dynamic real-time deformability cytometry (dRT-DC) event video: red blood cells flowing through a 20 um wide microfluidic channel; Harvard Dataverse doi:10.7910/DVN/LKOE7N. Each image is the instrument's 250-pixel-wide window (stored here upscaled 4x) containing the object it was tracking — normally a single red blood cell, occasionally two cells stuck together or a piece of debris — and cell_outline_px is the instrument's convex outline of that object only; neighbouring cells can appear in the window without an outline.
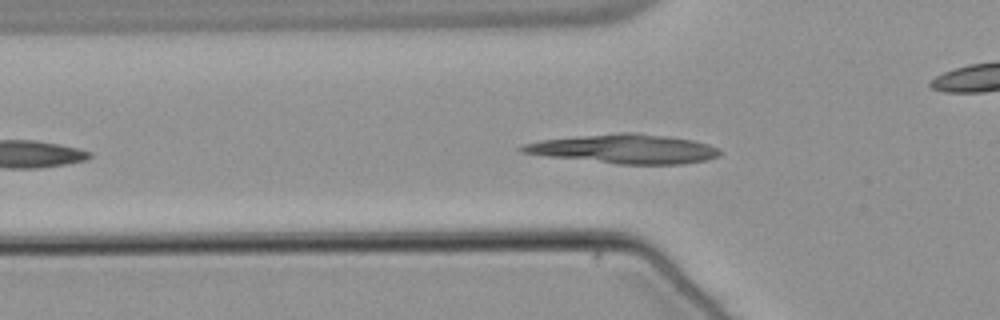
{"species": "common noctule bat (a hibernating species)", "species_latin": "Nyctalus noctula", "temperature_condition": "warm", "stored_images_in_passage": 46, "camera_frame_rate_fps": 3000, "um_per_image_px": 0.085, "animal": {"sex": "male", "body_mass_g": 21.5, "forearm_length_mm": 52.0}, "frame": {"image": 1, "passage_image": 9, "time_ms": 2.667, "image_size_px": [1000, 320], "cell_outline_px": [[720, 156], [708, 160], [684, 164], [616, 164], [544, 156], [520, 152], [516, 148], [524, 144], [540, 140], [576, 136], [620, 132], [636, 132], [668, 136], [692, 140], [708, 144], [720, 148]], "centroid_in_image_um": [53.06, 12.66], "position_along_channel_um": 72.7, "area_um2": 34.04}}
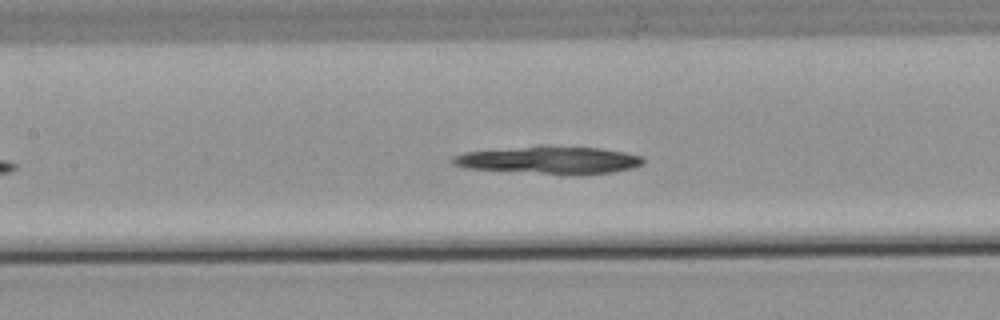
{"frame": {"image": 2, "passage_image": 16, "time_ms": 5.0, "image_size_px": [1000, 320], "cell_outline_px": [[644, 160], [640, 164], [632, 168], [612, 172], [580, 176], [572, 176], [464, 168], [452, 164], [452, 156], [464, 152], [540, 144], [548, 144], [600, 148], [624, 152], [644, 156]], "centroid_in_image_um": [46.68, 13.6], "position_along_channel_um": 160.7, "area_um2": 31.79}}
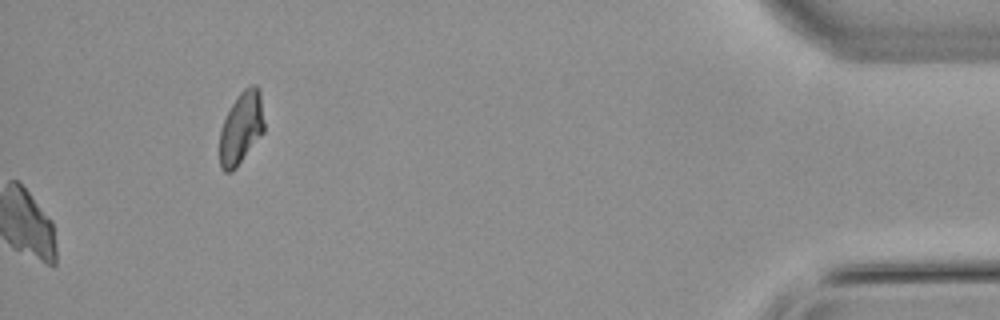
{"frame": {"image": 3, "passage_image": 46, "time_ms": 15.0, "image_size_px": [1000, 320], "cell_outline_px": [[264, 132], [236, 168], [232, 172], [224, 172], [220, 168], [220, 128], [232, 104], [240, 92], [244, 88], [252, 84], [256, 84], [260, 88], [264, 124]], "centroid_in_image_um": [20.51, 10.87], "position_along_channel_um": 414.7, "area_um2": 18.84}}